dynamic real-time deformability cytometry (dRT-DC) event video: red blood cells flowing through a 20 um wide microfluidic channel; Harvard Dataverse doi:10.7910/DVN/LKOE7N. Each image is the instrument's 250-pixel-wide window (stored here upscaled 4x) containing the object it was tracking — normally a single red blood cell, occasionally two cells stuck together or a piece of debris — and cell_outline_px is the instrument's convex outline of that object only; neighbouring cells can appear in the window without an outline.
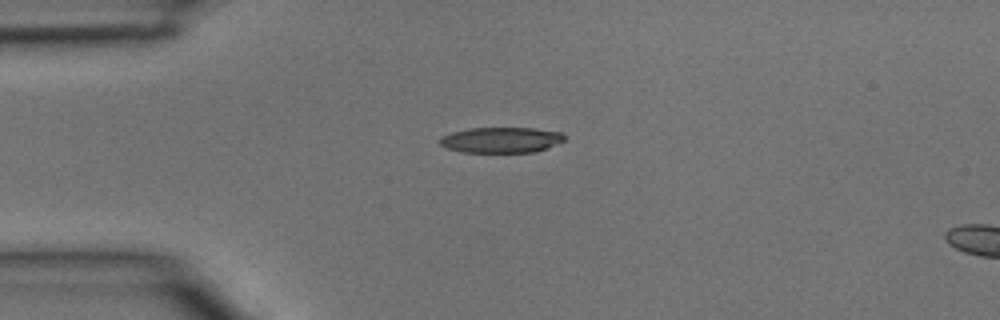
{"species": "common noctule bat (a hibernating species)", "species_latin": "Nyctalus noctula", "temperature_condition": "room temperature", "stored_images_in_passage": 3, "camera_frame_rate_fps": 3000, "um_per_image_px": 0.085, "animal": {"sex": "male", "body_mass_g": 15.6}, "frame": {"image": 1, "passage_image": 3, "time_ms": 0.667, "image_size_px": [1000, 320], "cell_outline_px": [[564, 140], [556, 144], [536, 152], [464, 152], [448, 148], [440, 144], [436, 140], [440, 136], [452, 132], [468, 128], [532, 128], [560, 132], [564, 136]], "centroid_in_image_um": [42.55, 11.89], "position_along_channel_um": 42.5, "area_um2": 18.55}}